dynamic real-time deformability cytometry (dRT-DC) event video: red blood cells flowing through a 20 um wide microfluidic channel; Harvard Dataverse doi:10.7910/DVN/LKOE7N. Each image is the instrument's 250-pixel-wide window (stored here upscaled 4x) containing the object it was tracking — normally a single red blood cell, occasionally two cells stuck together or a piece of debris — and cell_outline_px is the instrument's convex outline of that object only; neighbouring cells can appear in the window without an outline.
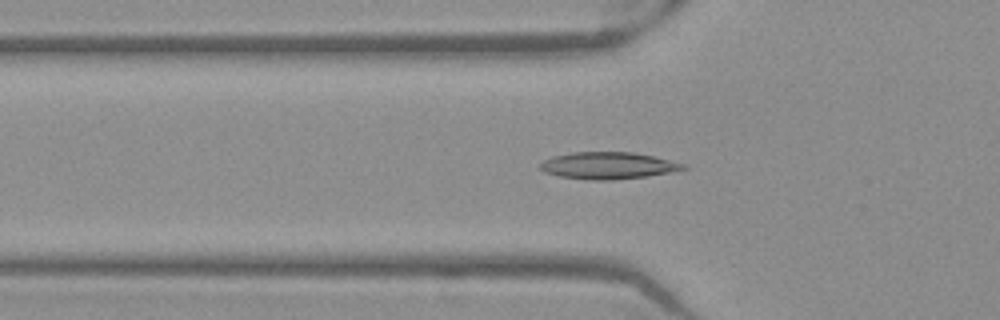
{"species": "Egyptian fruit bat (a non-hibernating species)", "species_latin": "Rousettus aegyptiacus", "temperature_condition": "warm", "stored_images_in_passage": 52, "camera_frame_rate_fps": 3000, "um_per_image_px": 0.085, "frame": {"image": 1, "passage_image": 18, "time_ms": 5.667, "image_size_px": [1000, 320], "cell_outline_px": [[688, 168], [648, 176], [612, 180], [592, 180], [560, 176], [544, 172], [540, 168], [540, 164], [544, 160], [552, 156], [572, 152], [632, 152], [652, 156], [684, 164]], "centroid_in_image_um": [51.64, 14.07], "position_along_channel_um": 74.2, "area_um2": 22.2}}
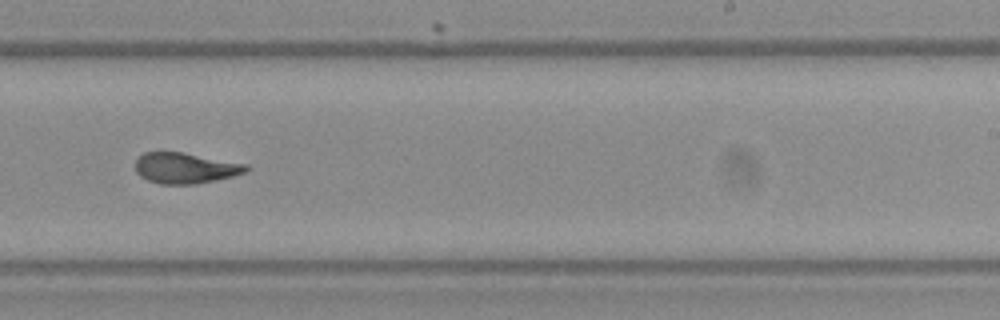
{"frame": {"image": 2, "passage_image": 33, "time_ms": 10.667, "image_size_px": [1000, 320], "cell_outline_px": [[252, 168], [248, 172], [232, 176], [196, 184], [160, 184], [148, 180], [140, 176], [136, 172], [136, 156], [144, 152], [184, 152], [248, 164]], "centroid_in_image_um": [15.77, 14.27], "position_along_channel_um": 273.2, "area_um2": 20.11}}
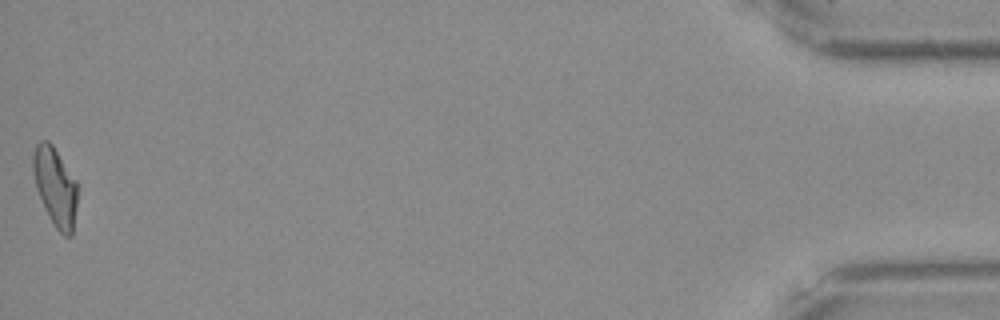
{"frame": {"image": 3, "passage_image": 52, "time_ms": 17.0, "image_size_px": [1000, 320], "cell_outline_px": [[76, 208], [72, 236], [64, 236], [56, 228], [48, 216], [36, 188], [32, 172], [32, 156], [36, 144], [40, 140], [48, 140], [52, 144], [76, 180]], "centroid_in_image_um": [4.67, 15.85], "position_along_channel_um": 430.5, "area_um2": 20.29}, "authors_computed_cell_mechanics": {"area_um2": 20.519, "velocity_mm_per_s": 3.9706, "shape_relaxation_time_tau1_ms": null, "shape_relaxation_time_tau2_ms": 1.6524, "deformation_change_tau1": null, "deformation_change_tau2": 0.0891}}